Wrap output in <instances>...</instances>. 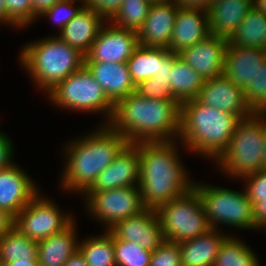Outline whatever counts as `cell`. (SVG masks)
I'll use <instances>...</instances> for the list:
<instances>
[{
  "instance_id": "1",
  "label": "cell",
  "mask_w": 266,
  "mask_h": 266,
  "mask_svg": "<svg viewBox=\"0 0 266 266\" xmlns=\"http://www.w3.org/2000/svg\"><path fill=\"white\" fill-rule=\"evenodd\" d=\"M181 104L176 99H150L131 93L114 105L108 125L129 144L179 139Z\"/></svg>"
},
{
  "instance_id": "2",
  "label": "cell",
  "mask_w": 266,
  "mask_h": 266,
  "mask_svg": "<svg viewBox=\"0 0 266 266\" xmlns=\"http://www.w3.org/2000/svg\"><path fill=\"white\" fill-rule=\"evenodd\" d=\"M93 131L71 139L62 149L65 157L60 177L61 191L81 196L91 187L97 176L128 144L127 139L101 122Z\"/></svg>"
},
{
  "instance_id": "3",
  "label": "cell",
  "mask_w": 266,
  "mask_h": 266,
  "mask_svg": "<svg viewBox=\"0 0 266 266\" xmlns=\"http://www.w3.org/2000/svg\"><path fill=\"white\" fill-rule=\"evenodd\" d=\"M177 143L181 144L179 140L139 143V187L147 209L156 210L194 188L195 180L184 168Z\"/></svg>"
},
{
  "instance_id": "4",
  "label": "cell",
  "mask_w": 266,
  "mask_h": 266,
  "mask_svg": "<svg viewBox=\"0 0 266 266\" xmlns=\"http://www.w3.org/2000/svg\"><path fill=\"white\" fill-rule=\"evenodd\" d=\"M242 119V116L218 110L197 99L187 100L181 103V147L214 163L227 149Z\"/></svg>"
},
{
  "instance_id": "5",
  "label": "cell",
  "mask_w": 266,
  "mask_h": 266,
  "mask_svg": "<svg viewBox=\"0 0 266 266\" xmlns=\"http://www.w3.org/2000/svg\"><path fill=\"white\" fill-rule=\"evenodd\" d=\"M21 49L18 56L20 67L44 95L84 65L85 55L57 35L30 41Z\"/></svg>"
},
{
  "instance_id": "6",
  "label": "cell",
  "mask_w": 266,
  "mask_h": 266,
  "mask_svg": "<svg viewBox=\"0 0 266 266\" xmlns=\"http://www.w3.org/2000/svg\"><path fill=\"white\" fill-rule=\"evenodd\" d=\"M265 113H253L242 119L227 149L214 162L217 171L238 181L263 169Z\"/></svg>"
},
{
  "instance_id": "7",
  "label": "cell",
  "mask_w": 266,
  "mask_h": 266,
  "mask_svg": "<svg viewBox=\"0 0 266 266\" xmlns=\"http://www.w3.org/2000/svg\"><path fill=\"white\" fill-rule=\"evenodd\" d=\"M45 95L47 101L58 109L102 114L103 125L108 124L113 116L114 104L85 65L58 82Z\"/></svg>"
},
{
  "instance_id": "8",
  "label": "cell",
  "mask_w": 266,
  "mask_h": 266,
  "mask_svg": "<svg viewBox=\"0 0 266 266\" xmlns=\"http://www.w3.org/2000/svg\"><path fill=\"white\" fill-rule=\"evenodd\" d=\"M201 182L195 180L194 189L202 199L210 228L221 230L219 227L223 224L237 230H256L253 205L244 187L242 191H235Z\"/></svg>"
},
{
  "instance_id": "9",
  "label": "cell",
  "mask_w": 266,
  "mask_h": 266,
  "mask_svg": "<svg viewBox=\"0 0 266 266\" xmlns=\"http://www.w3.org/2000/svg\"><path fill=\"white\" fill-rule=\"evenodd\" d=\"M156 212L163 236L168 242L190 240L211 229L202 199L194 188L189 193L160 205Z\"/></svg>"
},
{
  "instance_id": "10",
  "label": "cell",
  "mask_w": 266,
  "mask_h": 266,
  "mask_svg": "<svg viewBox=\"0 0 266 266\" xmlns=\"http://www.w3.org/2000/svg\"><path fill=\"white\" fill-rule=\"evenodd\" d=\"M87 215L95 219L103 229H110L115 223L137 216L147 209L141 197L139 186H128L97 192H85L82 197ZM105 226V227H104Z\"/></svg>"
},
{
  "instance_id": "11",
  "label": "cell",
  "mask_w": 266,
  "mask_h": 266,
  "mask_svg": "<svg viewBox=\"0 0 266 266\" xmlns=\"http://www.w3.org/2000/svg\"><path fill=\"white\" fill-rule=\"evenodd\" d=\"M43 194L39 192L14 217V228L35 242L63 231L76 217L73 213H64L53 199Z\"/></svg>"
},
{
  "instance_id": "12",
  "label": "cell",
  "mask_w": 266,
  "mask_h": 266,
  "mask_svg": "<svg viewBox=\"0 0 266 266\" xmlns=\"http://www.w3.org/2000/svg\"><path fill=\"white\" fill-rule=\"evenodd\" d=\"M138 45L136 31L116 27L107 20L85 54L84 62H126Z\"/></svg>"
},
{
  "instance_id": "13",
  "label": "cell",
  "mask_w": 266,
  "mask_h": 266,
  "mask_svg": "<svg viewBox=\"0 0 266 266\" xmlns=\"http://www.w3.org/2000/svg\"><path fill=\"white\" fill-rule=\"evenodd\" d=\"M140 185L139 143L127 144L86 192Z\"/></svg>"
},
{
  "instance_id": "14",
  "label": "cell",
  "mask_w": 266,
  "mask_h": 266,
  "mask_svg": "<svg viewBox=\"0 0 266 266\" xmlns=\"http://www.w3.org/2000/svg\"><path fill=\"white\" fill-rule=\"evenodd\" d=\"M15 161L0 170V208L15 217L39 193L38 184Z\"/></svg>"
},
{
  "instance_id": "15",
  "label": "cell",
  "mask_w": 266,
  "mask_h": 266,
  "mask_svg": "<svg viewBox=\"0 0 266 266\" xmlns=\"http://www.w3.org/2000/svg\"><path fill=\"white\" fill-rule=\"evenodd\" d=\"M108 231L116 239L137 243L151 252L166 241L155 209H145L137 216L121 220Z\"/></svg>"
},
{
  "instance_id": "16",
  "label": "cell",
  "mask_w": 266,
  "mask_h": 266,
  "mask_svg": "<svg viewBox=\"0 0 266 266\" xmlns=\"http://www.w3.org/2000/svg\"><path fill=\"white\" fill-rule=\"evenodd\" d=\"M179 7L174 0L152 3L144 23L137 31L139 45L168 49Z\"/></svg>"
},
{
  "instance_id": "17",
  "label": "cell",
  "mask_w": 266,
  "mask_h": 266,
  "mask_svg": "<svg viewBox=\"0 0 266 266\" xmlns=\"http://www.w3.org/2000/svg\"><path fill=\"white\" fill-rule=\"evenodd\" d=\"M227 44L228 40L209 35L184 49L179 53V57L195 69L205 81L211 80L224 74Z\"/></svg>"
},
{
  "instance_id": "18",
  "label": "cell",
  "mask_w": 266,
  "mask_h": 266,
  "mask_svg": "<svg viewBox=\"0 0 266 266\" xmlns=\"http://www.w3.org/2000/svg\"><path fill=\"white\" fill-rule=\"evenodd\" d=\"M196 99L200 103L243 118L253 114L245 102L243 89L225 75L206 80Z\"/></svg>"
},
{
  "instance_id": "19",
  "label": "cell",
  "mask_w": 266,
  "mask_h": 266,
  "mask_svg": "<svg viewBox=\"0 0 266 266\" xmlns=\"http://www.w3.org/2000/svg\"><path fill=\"white\" fill-rule=\"evenodd\" d=\"M209 35L208 10L202 7L180 6L168 50L179 54Z\"/></svg>"
},
{
  "instance_id": "20",
  "label": "cell",
  "mask_w": 266,
  "mask_h": 266,
  "mask_svg": "<svg viewBox=\"0 0 266 266\" xmlns=\"http://www.w3.org/2000/svg\"><path fill=\"white\" fill-rule=\"evenodd\" d=\"M265 60L266 49L234 46L228 42L223 75L244 89Z\"/></svg>"
},
{
  "instance_id": "21",
  "label": "cell",
  "mask_w": 266,
  "mask_h": 266,
  "mask_svg": "<svg viewBox=\"0 0 266 266\" xmlns=\"http://www.w3.org/2000/svg\"><path fill=\"white\" fill-rule=\"evenodd\" d=\"M84 65L114 105L135 92L126 62H84Z\"/></svg>"
},
{
  "instance_id": "22",
  "label": "cell",
  "mask_w": 266,
  "mask_h": 266,
  "mask_svg": "<svg viewBox=\"0 0 266 266\" xmlns=\"http://www.w3.org/2000/svg\"><path fill=\"white\" fill-rule=\"evenodd\" d=\"M252 8L253 0L214 1L207 8L210 35L229 41Z\"/></svg>"
},
{
  "instance_id": "23",
  "label": "cell",
  "mask_w": 266,
  "mask_h": 266,
  "mask_svg": "<svg viewBox=\"0 0 266 266\" xmlns=\"http://www.w3.org/2000/svg\"><path fill=\"white\" fill-rule=\"evenodd\" d=\"M106 21L101 14L85 6L57 37L85 55Z\"/></svg>"
},
{
  "instance_id": "24",
  "label": "cell",
  "mask_w": 266,
  "mask_h": 266,
  "mask_svg": "<svg viewBox=\"0 0 266 266\" xmlns=\"http://www.w3.org/2000/svg\"><path fill=\"white\" fill-rule=\"evenodd\" d=\"M76 221L63 231L37 242L40 266H63L79 250Z\"/></svg>"
},
{
  "instance_id": "25",
  "label": "cell",
  "mask_w": 266,
  "mask_h": 266,
  "mask_svg": "<svg viewBox=\"0 0 266 266\" xmlns=\"http://www.w3.org/2000/svg\"><path fill=\"white\" fill-rule=\"evenodd\" d=\"M228 232L209 229L196 238L178 243L181 250L182 266H213L219 248Z\"/></svg>"
},
{
  "instance_id": "26",
  "label": "cell",
  "mask_w": 266,
  "mask_h": 266,
  "mask_svg": "<svg viewBox=\"0 0 266 266\" xmlns=\"http://www.w3.org/2000/svg\"><path fill=\"white\" fill-rule=\"evenodd\" d=\"M205 80L195 69L174 53V64L171 71L170 91L180 104L196 99Z\"/></svg>"
},
{
  "instance_id": "27",
  "label": "cell",
  "mask_w": 266,
  "mask_h": 266,
  "mask_svg": "<svg viewBox=\"0 0 266 266\" xmlns=\"http://www.w3.org/2000/svg\"><path fill=\"white\" fill-rule=\"evenodd\" d=\"M266 16L253 7L228 41L231 45L266 49Z\"/></svg>"
},
{
  "instance_id": "28",
  "label": "cell",
  "mask_w": 266,
  "mask_h": 266,
  "mask_svg": "<svg viewBox=\"0 0 266 266\" xmlns=\"http://www.w3.org/2000/svg\"><path fill=\"white\" fill-rule=\"evenodd\" d=\"M102 232L79 240V251L88 266H116L113 235L108 230Z\"/></svg>"
},
{
  "instance_id": "29",
  "label": "cell",
  "mask_w": 266,
  "mask_h": 266,
  "mask_svg": "<svg viewBox=\"0 0 266 266\" xmlns=\"http://www.w3.org/2000/svg\"><path fill=\"white\" fill-rule=\"evenodd\" d=\"M234 234L222 242L213 266H261L255 251Z\"/></svg>"
},
{
  "instance_id": "30",
  "label": "cell",
  "mask_w": 266,
  "mask_h": 266,
  "mask_svg": "<svg viewBox=\"0 0 266 266\" xmlns=\"http://www.w3.org/2000/svg\"><path fill=\"white\" fill-rule=\"evenodd\" d=\"M159 63H162V48L138 45L126 61L135 86L154 77L158 73Z\"/></svg>"
},
{
  "instance_id": "31",
  "label": "cell",
  "mask_w": 266,
  "mask_h": 266,
  "mask_svg": "<svg viewBox=\"0 0 266 266\" xmlns=\"http://www.w3.org/2000/svg\"><path fill=\"white\" fill-rule=\"evenodd\" d=\"M37 252V242L21 234L14 227L0 239L1 263L12 262L19 259L38 260Z\"/></svg>"
},
{
  "instance_id": "32",
  "label": "cell",
  "mask_w": 266,
  "mask_h": 266,
  "mask_svg": "<svg viewBox=\"0 0 266 266\" xmlns=\"http://www.w3.org/2000/svg\"><path fill=\"white\" fill-rule=\"evenodd\" d=\"M151 5L148 0H123L109 21L116 27L137 32L144 23Z\"/></svg>"
},
{
  "instance_id": "33",
  "label": "cell",
  "mask_w": 266,
  "mask_h": 266,
  "mask_svg": "<svg viewBox=\"0 0 266 266\" xmlns=\"http://www.w3.org/2000/svg\"><path fill=\"white\" fill-rule=\"evenodd\" d=\"M116 266H149L152 252L139 244L113 236Z\"/></svg>"
},
{
  "instance_id": "34",
  "label": "cell",
  "mask_w": 266,
  "mask_h": 266,
  "mask_svg": "<svg viewBox=\"0 0 266 266\" xmlns=\"http://www.w3.org/2000/svg\"><path fill=\"white\" fill-rule=\"evenodd\" d=\"M243 92L245 102L253 113H266V60Z\"/></svg>"
},
{
  "instance_id": "35",
  "label": "cell",
  "mask_w": 266,
  "mask_h": 266,
  "mask_svg": "<svg viewBox=\"0 0 266 266\" xmlns=\"http://www.w3.org/2000/svg\"><path fill=\"white\" fill-rule=\"evenodd\" d=\"M85 6V0H62L43 13L39 18L44 17L49 19L48 21L51 20L59 30L57 32L58 34Z\"/></svg>"
},
{
  "instance_id": "36",
  "label": "cell",
  "mask_w": 266,
  "mask_h": 266,
  "mask_svg": "<svg viewBox=\"0 0 266 266\" xmlns=\"http://www.w3.org/2000/svg\"><path fill=\"white\" fill-rule=\"evenodd\" d=\"M8 27L23 30L32 24V0H4Z\"/></svg>"
},
{
  "instance_id": "37",
  "label": "cell",
  "mask_w": 266,
  "mask_h": 266,
  "mask_svg": "<svg viewBox=\"0 0 266 266\" xmlns=\"http://www.w3.org/2000/svg\"><path fill=\"white\" fill-rule=\"evenodd\" d=\"M149 266H182L179 244L164 241L152 252Z\"/></svg>"
},
{
  "instance_id": "38",
  "label": "cell",
  "mask_w": 266,
  "mask_h": 266,
  "mask_svg": "<svg viewBox=\"0 0 266 266\" xmlns=\"http://www.w3.org/2000/svg\"><path fill=\"white\" fill-rule=\"evenodd\" d=\"M252 205L266 198V169L250 173L240 179Z\"/></svg>"
},
{
  "instance_id": "39",
  "label": "cell",
  "mask_w": 266,
  "mask_h": 266,
  "mask_svg": "<svg viewBox=\"0 0 266 266\" xmlns=\"http://www.w3.org/2000/svg\"><path fill=\"white\" fill-rule=\"evenodd\" d=\"M156 81L157 80L152 77L139 82L135 86V93L141 97L150 99H174L170 89Z\"/></svg>"
},
{
  "instance_id": "40",
  "label": "cell",
  "mask_w": 266,
  "mask_h": 266,
  "mask_svg": "<svg viewBox=\"0 0 266 266\" xmlns=\"http://www.w3.org/2000/svg\"><path fill=\"white\" fill-rule=\"evenodd\" d=\"M174 64V52L162 48V63H159L158 73L154 76L160 84L170 89L171 71Z\"/></svg>"
},
{
  "instance_id": "41",
  "label": "cell",
  "mask_w": 266,
  "mask_h": 266,
  "mask_svg": "<svg viewBox=\"0 0 266 266\" xmlns=\"http://www.w3.org/2000/svg\"><path fill=\"white\" fill-rule=\"evenodd\" d=\"M123 0H85L86 7L95 10L109 20L120 8Z\"/></svg>"
},
{
  "instance_id": "42",
  "label": "cell",
  "mask_w": 266,
  "mask_h": 266,
  "mask_svg": "<svg viewBox=\"0 0 266 266\" xmlns=\"http://www.w3.org/2000/svg\"><path fill=\"white\" fill-rule=\"evenodd\" d=\"M14 147L9 135L0 130V170L6 169L15 163V159L13 158Z\"/></svg>"
},
{
  "instance_id": "43",
  "label": "cell",
  "mask_w": 266,
  "mask_h": 266,
  "mask_svg": "<svg viewBox=\"0 0 266 266\" xmlns=\"http://www.w3.org/2000/svg\"><path fill=\"white\" fill-rule=\"evenodd\" d=\"M255 227L259 231L266 232V198L253 205Z\"/></svg>"
},
{
  "instance_id": "44",
  "label": "cell",
  "mask_w": 266,
  "mask_h": 266,
  "mask_svg": "<svg viewBox=\"0 0 266 266\" xmlns=\"http://www.w3.org/2000/svg\"><path fill=\"white\" fill-rule=\"evenodd\" d=\"M59 1L62 0H32V24Z\"/></svg>"
},
{
  "instance_id": "45",
  "label": "cell",
  "mask_w": 266,
  "mask_h": 266,
  "mask_svg": "<svg viewBox=\"0 0 266 266\" xmlns=\"http://www.w3.org/2000/svg\"><path fill=\"white\" fill-rule=\"evenodd\" d=\"M14 227V217L0 208V239Z\"/></svg>"
},
{
  "instance_id": "46",
  "label": "cell",
  "mask_w": 266,
  "mask_h": 266,
  "mask_svg": "<svg viewBox=\"0 0 266 266\" xmlns=\"http://www.w3.org/2000/svg\"><path fill=\"white\" fill-rule=\"evenodd\" d=\"M174 1L183 7H202L206 9L209 7V0H174Z\"/></svg>"
},
{
  "instance_id": "47",
  "label": "cell",
  "mask_w": 266,
  "mask_h": 266,
  "mask_svg": "<svg viewBox=\"0 0 266 266\" xmlns=\"http://www.w3.org/2000/svg\"><path fill=\"white\" fill-rule=\"evenodd\" d=\"M63 266H88L84 256L78 250Z\"/></svg>"
},
{
  "instance_id": "48",
  "label": "cell",
  "mask_w": 266,
  "mask_h": 266,
  "mask_svg": "<svg viewBox=\"0 0 266 266\" xmlns=\"http://www.w3.org/2000/svg\"><path fill=\"white\" fill-rule=\"evenodd\" d=\"M3 266H40L38 260L19 259L12 262L2 263Z\"/></svg>"
},
{
  "instance_id": "49",
  "label": "cell",
  "mask_w": 266,
  "mask_h": 266,
  "mask_svg": "<svg viewBox=\"0 0 266 266\" xmlns=\"http://www.w3.org/2000/svg\"><path fill=\"white\" fill-rule=\"evenodd\" d=\"M8 26V15L5 7L4 0H0V26Z\"/></svg>"
},
{
  "instance_id": "50",
  "label": "cell",
  "mask_w": 266,
  "mask_h": 266,
  "mask_svg": "<svg viewBox=\"0 0 266 266\" xmlns=\"http://www.w3.org/2000/svg\"><path fill=\"white\" fill-rule=\"evenodd\" d=\"M253 7L266 16V0H253Z\"/></svg>"
},
{
  "instance_id": "51",
  "label": "cell",
  "mask_w": 266,
  "mask_h": 266,
  "mask_svg": "<svg viewBox=\"0 0 266 266\" xmlns=\"http://www.w3.org/2000/svg\"><path fill=\"white\" fill-rule=\"evenodd\" d=\"M263 169H266V113H265V126H264Z\"/></svg>"
},
{
  "instance_id": "52",
  "label": "cell",
  "mask_w": 266,
  "mask_h": 266,
  "mask_svg": "<svg viewBox=\"0 0 266 266\" xmlns=\"http://www.w3.org/2000/svg\"><path fill=\"white\" fill-rule=\"evenodd\" d=\"M148 1H150L151 3H159V2H165L168 0H148Z\"/></svg>"
},
{
  "instance_id": "53",
  "label": "cell",
  "mask_w": 266,
  "mask_h": 266,
  "mask_svg": "<svg viewBox=\"0 0 266 266\" xmlns=\"http://www.w3.org/2000/svg\"><path fill=\"white\" fill-rule=\"evenodd\" d=\"M214 1H218V0H209V5H210L211 3H213Z\"/></svg>"
}]
</instances>
